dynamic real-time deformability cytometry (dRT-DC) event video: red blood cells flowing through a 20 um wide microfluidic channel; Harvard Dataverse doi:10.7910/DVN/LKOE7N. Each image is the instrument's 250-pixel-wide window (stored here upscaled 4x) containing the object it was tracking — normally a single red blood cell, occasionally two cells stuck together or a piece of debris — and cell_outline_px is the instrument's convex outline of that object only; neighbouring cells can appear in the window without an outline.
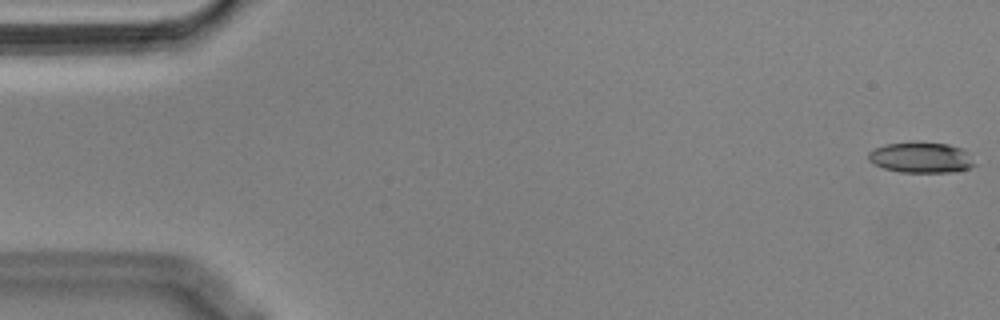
{"species": "Egyptian fruit bat (a non-hibernating species)", "species_latin": "Rousettus aegyptiacus", "temperature_condition": "cold", "stored_images_in_passage": 3, "camera_frame_rate_fps": 3000, "um_per_image_px": 0.085, "animal": {"sex": "male"}, "frame": {"image": 1, "passage_image": 1, "time_ms": 0.0, "image_size_px": [1000, 320], "cell_outline_px": [[976, 164], [968, 168], [952, 172], [900, 172], [884, 168], [872, 164], [868, 160], [868, 152], [884, 144], [948, 144], [964, 148], [968, 152]], "centroid_in_image_um": [78.3, 13.42], "position_along_channel_um": 6.7, "area_um2": 18.55}}